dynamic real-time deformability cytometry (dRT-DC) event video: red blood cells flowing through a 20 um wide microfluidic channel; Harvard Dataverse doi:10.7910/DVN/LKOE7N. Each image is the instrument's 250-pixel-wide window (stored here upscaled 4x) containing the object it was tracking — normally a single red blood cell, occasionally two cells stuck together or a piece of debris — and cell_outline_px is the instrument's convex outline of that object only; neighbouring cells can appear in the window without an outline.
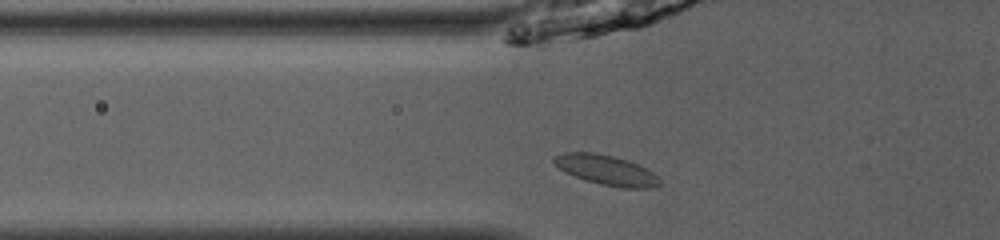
{"species": "common noctule bat (a hibernating species)", "species_latin": "Nyctalus noctula", "temperature_condition": "room temperature", "stored_images_in_passage": 34, "camera_frame_rate_fps": 3000, "um_per_image_px": 0.085, "animal": {"sex": "male", "body_mass_g": 13.0, "forearm_length_mm": 53.1}, "frame": {"image": 1, "passage_image": 2, "time_ms": 0.333, "image_size_px": [1000, 240], "cell_outline_px": [[660, 184], [648, 188], [620, 188], [600, 184], [576, 176], [560, 168], [552, 160], [552, 156], [564, 152], [592, 152], [612, 156], [628, 160], [652, 172], [660, 180]], "centroid_in_image_um": [51.52, 14.44], "position_along_channel_um": 74.3, "area_um2": 18.03}}
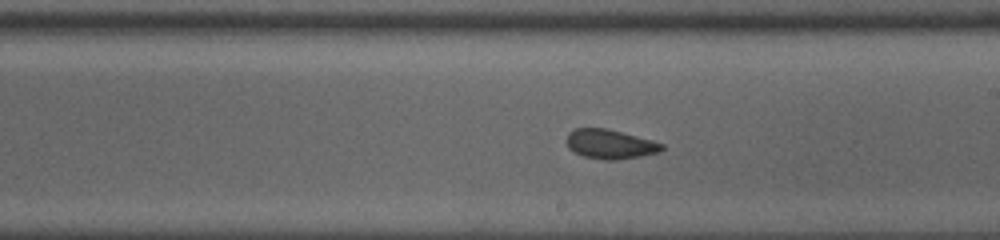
{"frame": {"image": 2, "passage_image": 14, "time_ms": 4.333, "image_size_px": [1000, 240], "cell_outline_px": [[664, 148], [660, 152], [640, 156], [616, 160], [604, 160], [584, 156], [568, 148], [568, 132], [576, 128], [604, 128], [652, 140], [664, 144]], "centroid_in_image_um": [51.88, 12.26], "position_along_channel_um": 237.1, "area_um2": 16.07}}
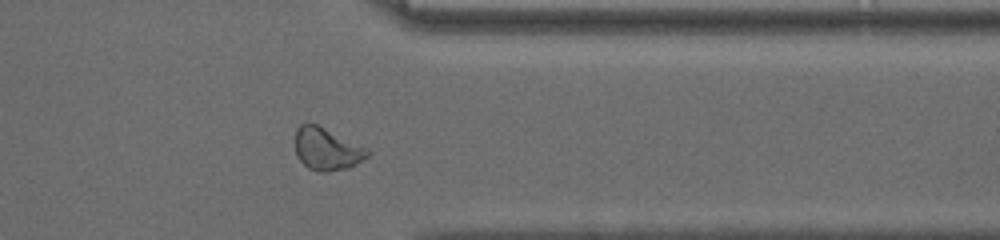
{"frame": {"image": 3, "passage_image": 25, "time_ms": 8.0, "image_size_px": [1000, 240], "cell_outline_px": [[372, 152], [368, 156], [356, 164], [348, 168], [328, 172], [316, 172], [308, 168], [296, 156], [296, 128], [300, 124], [316, 124], [368, 148]], "centroid_in_image_um": [27.79, 12.69], "position_along_channel_um": 383.6, "area_um2": 17.86}, "authors_computed_cell_mechanics": {"area_um2": 16.9643, "velocity_mm_per_s": 4.0485, "shape_relaxation_time_tau1_ms": 3.2327, "shape_relaxation_time_tau2_ms": 2.7529, "deformation_change_tau1": 0.0955, "deformation_change_tau2": 0.0337}}